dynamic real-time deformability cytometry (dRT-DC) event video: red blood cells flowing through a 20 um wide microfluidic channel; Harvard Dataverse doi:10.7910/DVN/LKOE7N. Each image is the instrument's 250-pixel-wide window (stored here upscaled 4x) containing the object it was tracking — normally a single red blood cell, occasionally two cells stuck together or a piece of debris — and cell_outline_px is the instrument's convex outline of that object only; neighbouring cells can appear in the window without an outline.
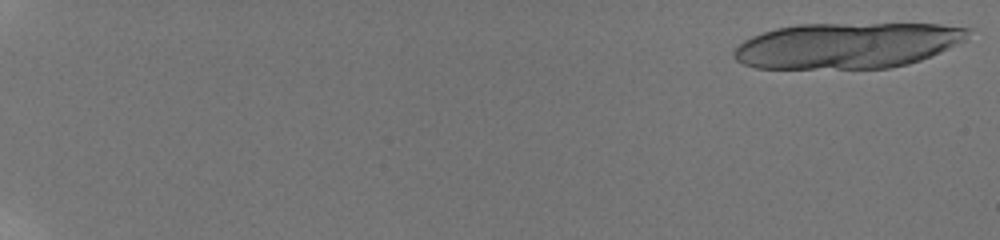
{"species": "human", "species_latin": "Homo sapiens", "temperature_condition": "room temperature", "stored_images_in_passage": 24, "camera_frame_rate_fps": 3000, "um_per_image_px": 0.085, "donor": {"sex": "male"}, "frame": {"image": 1, "passage_image": 1, "time_ms": 0.0, "image_size_px": [1000, 240], "cell_outline_px": [[976, 28], [964, 40], [940, 52], [920, 60], [908, 64], [888, 68], [756, 68], [744, 64], [736, 60], [732, 56], [732, 52], [744, 40], [752, 36], [776, 28], [796, 24], [940, 24]], "centroid_in_image_um": [72.04, 3.86], "position_along_channel_um": 13.0, "area_um2": 62.54}}